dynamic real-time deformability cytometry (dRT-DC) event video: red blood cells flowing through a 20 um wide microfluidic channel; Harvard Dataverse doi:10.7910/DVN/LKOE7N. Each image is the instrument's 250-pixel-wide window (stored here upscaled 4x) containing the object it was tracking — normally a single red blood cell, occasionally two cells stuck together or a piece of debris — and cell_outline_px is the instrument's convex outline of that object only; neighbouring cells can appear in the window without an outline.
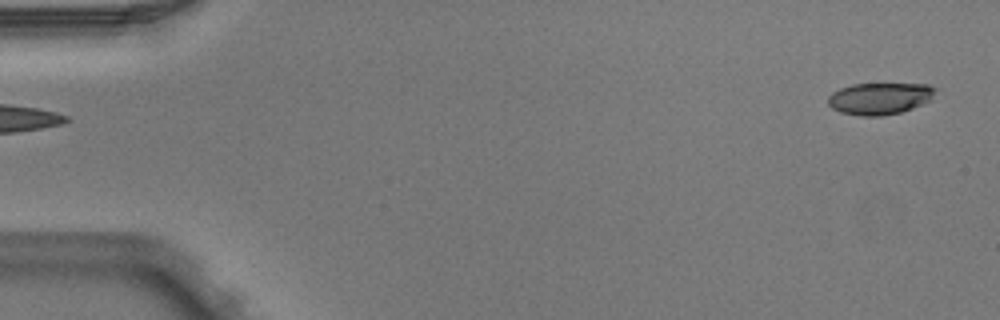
{"species": "Egyptian fruit bat (a non-hibernating species)", "species_latin": "Rousettus aegyptiacus", "temperature_condition": "warm", "stored_images_in_passage": 5, "segment_of_instrument_passage": [2, 2], "camera_frame_rate_fps": 3000, "um_per_image_px": 0.085, "animal": {"sex": "male"}, "frame": {"image": 1, "passage_image": 5, "time_ms": 1.333, "image_size_px": [1000, 320], "cell_outline_px": [[936, 88], [932, 100], [912, 108], [900, 112], [880, 116], [860, 116], [840, 112], [832, 108], [828, 104], [828, 96], [832, 92], [840, 88], [852, 84], [928, 84]], "centroid_in_image_um": [74.77, 8.37], "position_along_channel_um": 10.2, "area_um2": 19.94}}